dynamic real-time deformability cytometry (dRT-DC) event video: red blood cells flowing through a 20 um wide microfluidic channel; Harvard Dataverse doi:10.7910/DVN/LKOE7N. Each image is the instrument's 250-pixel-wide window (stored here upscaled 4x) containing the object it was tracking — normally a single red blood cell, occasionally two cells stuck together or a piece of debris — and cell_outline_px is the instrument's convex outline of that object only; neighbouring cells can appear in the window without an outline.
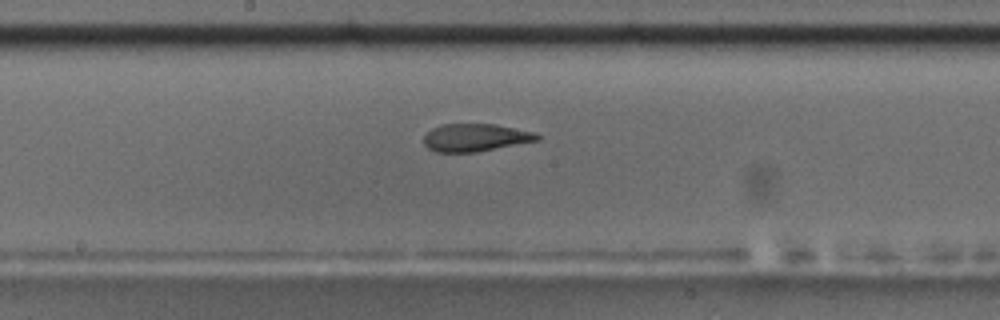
{"species": "common noctule bat (a hibernating species)", "species_latin": "Nyctalus noctula", "temperature_condition": "room temperature", "stored_images_in_passage": 41, "camera_frame_rate_fps": 3000, "um_per_image_px": 0.085, "animal": {"sex": "male", "body_mass_g": 17.5, "forearm_length_mm": 52.3}, "frame": {"image": 1, "passage_image": 18, "time_ms": 5.667, "image_size_px": [1000, 320], "cell_outline_px": [[540, 140], [476, 152], [436, 152], [428, 148], [424, 144], [424, 136], [432, 128], [440, 124], [496, 124], [536, 132], [540, 136]], "centroid_in_image_um": [40.42, 11.69], "position_along_channel_um": 207.8, "area_um2": 18.38}}